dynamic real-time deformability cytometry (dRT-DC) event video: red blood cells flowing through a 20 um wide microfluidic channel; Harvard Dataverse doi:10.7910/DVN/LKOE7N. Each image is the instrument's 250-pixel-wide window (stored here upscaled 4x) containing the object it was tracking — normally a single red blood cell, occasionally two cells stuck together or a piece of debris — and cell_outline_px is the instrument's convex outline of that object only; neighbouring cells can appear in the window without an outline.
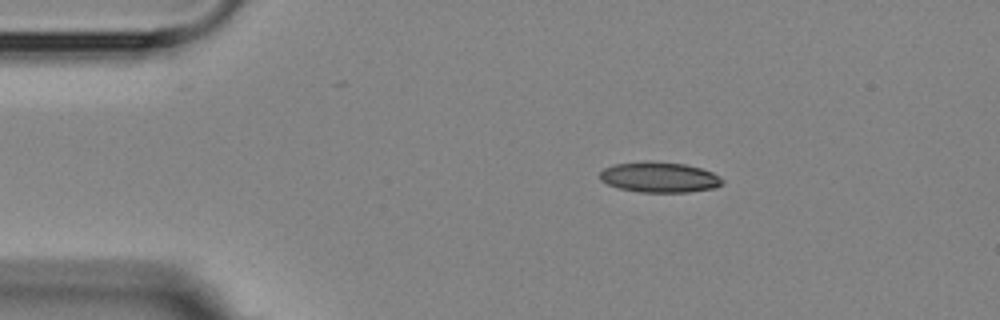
{"species": "Egyptian fruit bat (a non-hibernating species)", "species_latin": "Rousettus aegyptiacus", "temperature_condition": "room temperature", "stored_images_in_passage": 4, "camera_frame_rate_fps": 3000, "um_per_image_px": 0.085, "animal": {"sex": "female"}, "frame": {"image": 1, "passage_image": 1, "time_ms": 0.0, "image_size_px": [1000, 320], "cell_outline_px": [[724, 184], [716, 188], [688, 192], [640, 192], [620, 188], [608, 184], [600, 180], [600, 172], [604, 168], [616, 164], [684, 164], [700, 168], [712, 172], [720, 176], [724, 180]], "centroid_in_image_um": [56.12, 15.12], "position_along_channel_um": 28.9, "area_um2": 20.87}}
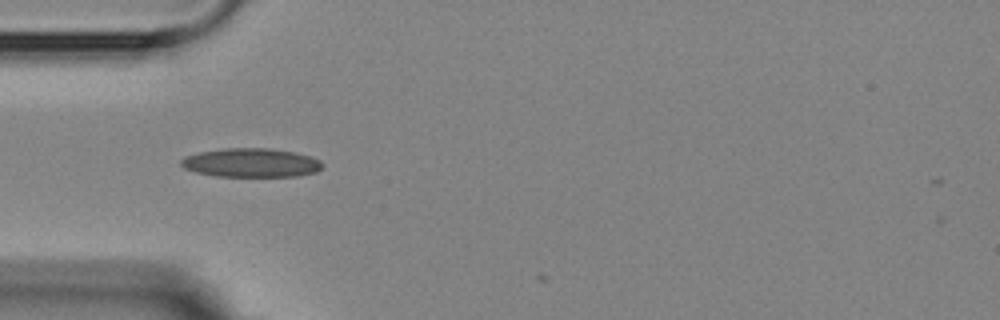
{"frame": {"image": 2, "passage_image": 3, "time_ms": 2.333, "image_size_px": [1000, 320], "cell_outline_px": [[324, 164], [316, 172], [296, 176], [216, 176], [196, 172], [184, 168], [180, 164], [180, 160], [184, 156], [200, 152], [224, 148], [268, 148], [296, 152], [312, 156], [320, 160]], "centroid_in_image_um": [21.35, 13.82], "position_along_channel_um": 63.6, "area_um2": 23.87}}